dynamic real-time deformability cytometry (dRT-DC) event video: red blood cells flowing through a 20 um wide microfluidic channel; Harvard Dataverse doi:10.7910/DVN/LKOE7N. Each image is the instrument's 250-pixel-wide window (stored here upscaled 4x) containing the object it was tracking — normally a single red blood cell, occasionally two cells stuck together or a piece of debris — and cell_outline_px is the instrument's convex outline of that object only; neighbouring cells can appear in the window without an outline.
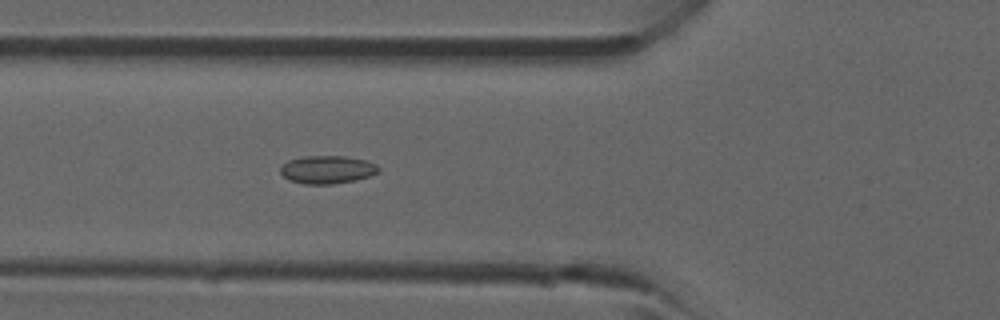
{"species": "common noctule bat (a hibernating species)", "species_latin": "Nyctalus noctula", "temperature_condition": "room temperature", "stored_images_in_passage": 42, "camera_frame_rate_fps": 3000, "um_per_image_px": 0.085, "animal": {"sex": "male", "forearm_length_mm": 52.5}, "frame": {"image": 1, "passage_image": 15, "time_ms": 4.667, "image_size_px": [1000, 320], "cell_outline_px": [[380, 172], [356, 180], [332, 184], [304, 184], [288, 180], [280, 172], [280, 168], [288, 160], [304, 156], [344, 156], [364, 160], [376, 164], [380, 168]], "centroid_in_image_um": [27.81, 14.42], "position_along_channel_um": 98.0, "area_um2": 16.01}}
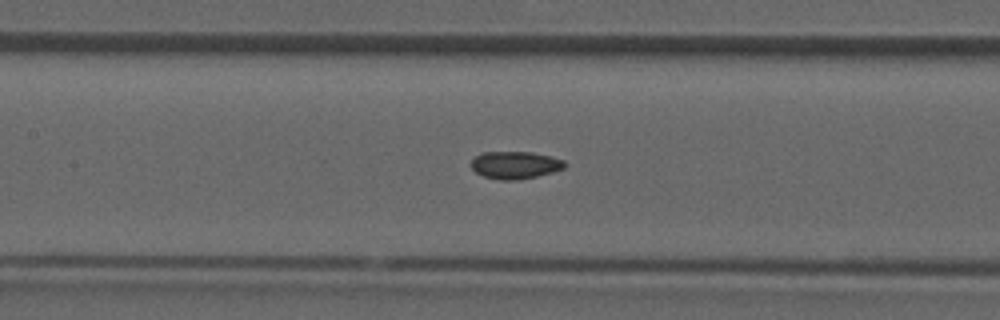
{"frame": {"image": 2, "passage_image": 19, "time_ms": 6.0, "image_size_px": [1000, 320], "cell_outline_px": [[568, 164], [564, 168], [552, 172], [536, 176], [516, 180], [500, 180], [484, 176], [476, 172], [472, 168], [472, 160], [480, 152], [532, 152], [552, 156], [564, 160]], "centroid_in_image_um": [43.82, 14.02], "position_along_channel_um": 163.6, "area_um2": 14.97}}
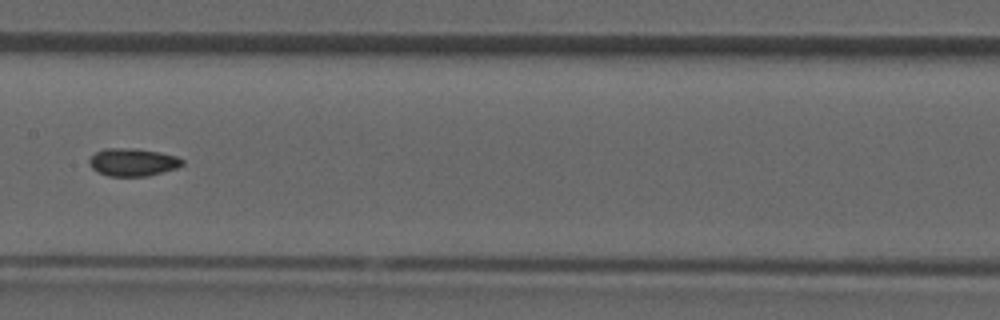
{"frame": {"image": 3, "passage_image": 21, "time_ms": 6.667, "image_size_px": [1000, 320], "cell_outline_px": [[184, 164], [176, 168], [148, 176], [108, 176], [96, 172], [88, 164], [88, 160], [96, 152], [104, 148], [136, 148], [160, 152], [176, 156], [184, 160]], "centroid_in_image_um": [11.27, 13.78], "position_along_channel_um": 196.1, "area_um2": 15.2}}